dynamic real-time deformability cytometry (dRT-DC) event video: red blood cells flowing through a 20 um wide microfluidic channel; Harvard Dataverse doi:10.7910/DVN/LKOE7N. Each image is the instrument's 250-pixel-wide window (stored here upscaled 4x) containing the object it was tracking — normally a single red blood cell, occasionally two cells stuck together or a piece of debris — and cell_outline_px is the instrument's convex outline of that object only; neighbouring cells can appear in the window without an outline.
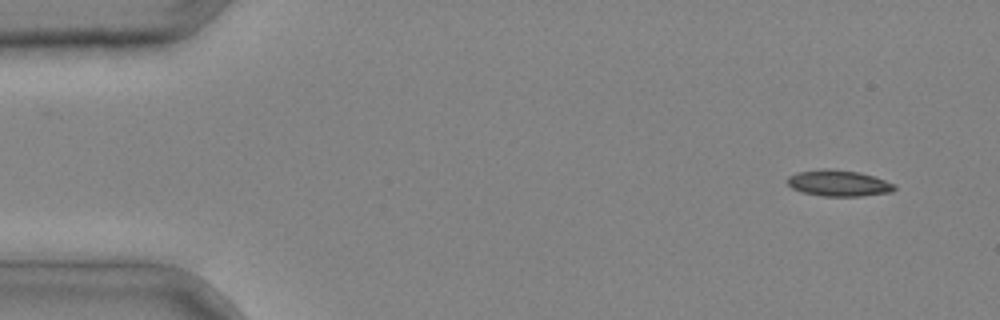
{"species": "common noctule bat (a hibernating species)", "species_latin": "Nyctalus noctula", "temperature_condition": "cold", "stored_images_in_passage": 2, "camera_frame_rate_fps": 3000, "um_per_image_px": 0.085, "animal": {"sex": "male", "body_mass_g": 20.4}, "frame": {"image": 1, "passage_image": 2, "time_ms": 0.333, "image_size_px": [1000, 320], "cell_outline_px": [[896, 188], [892, 192], [860, 196], [824, 196], [800, 192], [792, 188], [788, 184], [788, 176], [796, 172], [820, 168], [828, 168], [860, 172], [896, 184]], "centroid_in_image_um": [71.26, 15.56], "position_along_channel_um": 13.7, "area_um2": 16.47}}